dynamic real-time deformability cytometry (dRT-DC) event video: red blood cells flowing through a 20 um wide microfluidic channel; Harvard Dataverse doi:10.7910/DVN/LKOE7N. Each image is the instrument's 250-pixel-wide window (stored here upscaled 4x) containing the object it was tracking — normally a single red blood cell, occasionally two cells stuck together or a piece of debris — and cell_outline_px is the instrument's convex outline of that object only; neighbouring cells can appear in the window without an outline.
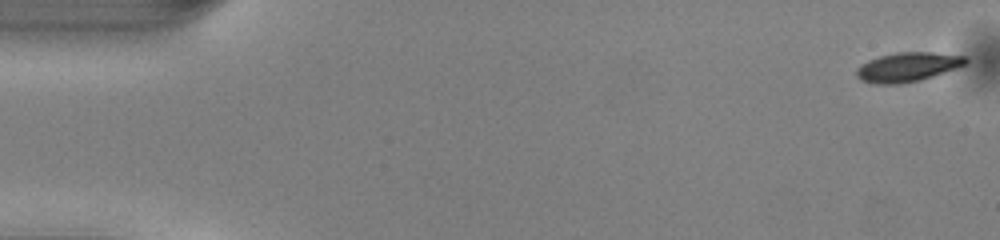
{"species": "common noctule bat (a hibernating species)", "species_latin": "Nyctalus noctula", "temperature_condition": "warm", "stored_images_in_passage": 50, "camera_frame_rate_fps": 3000, "um_per_image_px": 0.085, "animal": {"sex": "male", "body_mass_g": 13.0, "forearm_length_mm": 53.1}, "frame": {"image": 1, "passage_image": 1, "time_ms": 0.0, "image_size_px": [1000, 240], "cell_outline_px": [[968, 60], [964, 64], [956, 68], [920, 80], [900, 84], [876, 84], [860, 80], [856, 76], [856, 68], [868, 60], [880, 56], [896, 52], [932, 52], [964, 56]], "centroid_in_image_um": [77.1, 5.7], "position_along_channel_um": 7.9, "area_um2": 18.5}}
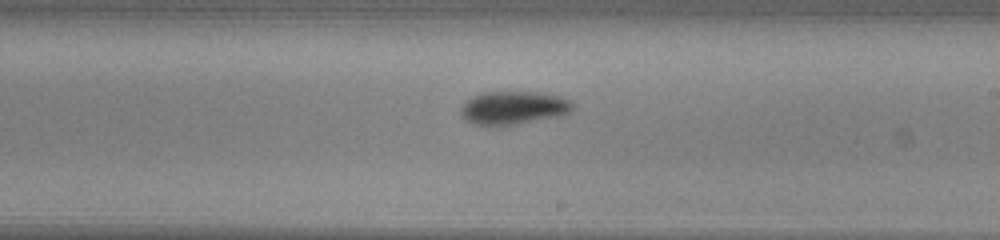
{"frame": {"image": 2, "passage_image": 29, "time_ms": 9.333, "image_size_px": [1000, 240], "cell_outline_px": [[572, 108], [568, 112], [556, 116], [516, 124], [472, 124], [464, 120], [460, 116], [460, 108], [472, 96], [484, 92], [536, 92], [560, 96], [572, 100]], "centroid_in_image_um": [43.6, 9.14], "position_along_channel_um": 245.4, "area_um2": 21.27}}
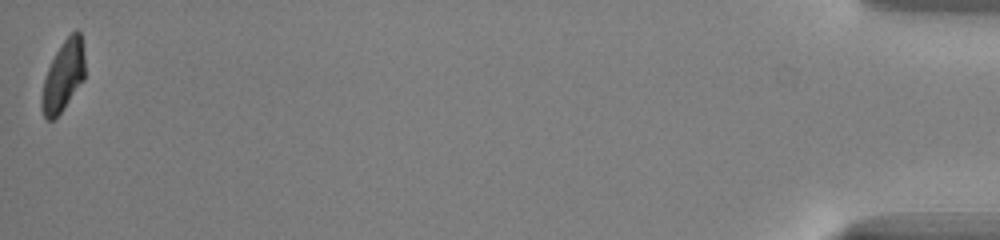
{"frame": {"image": 3, "passage_image": 50, "time_ms": 16.333, "image_size_px": [1000, 240], "cell_outline_px": [[84, 80], [64, 108], [52, 120], [48, 120], [44, 116], [40, 104], [40, 96], [44, 80], [48, 68], [56, 52], [64, 40], [76, 28], [80, 32], [84, 52]], "centroid_in_image_um": [5.37, 6.46], "position_along_channel_um": 429.8, "area_um2": 17.69}, "authors_computed_cell_mechanics": {"area_um2": 20.0277, "velocity_mm_per_s": 4.086, "shape_relaxation_time_tau1_ms": 1.8643, "shape_relaxation_time_tau2_ms": null, "deformation_change_tau1": 0.1109, "deformation_change_tau2": null}}